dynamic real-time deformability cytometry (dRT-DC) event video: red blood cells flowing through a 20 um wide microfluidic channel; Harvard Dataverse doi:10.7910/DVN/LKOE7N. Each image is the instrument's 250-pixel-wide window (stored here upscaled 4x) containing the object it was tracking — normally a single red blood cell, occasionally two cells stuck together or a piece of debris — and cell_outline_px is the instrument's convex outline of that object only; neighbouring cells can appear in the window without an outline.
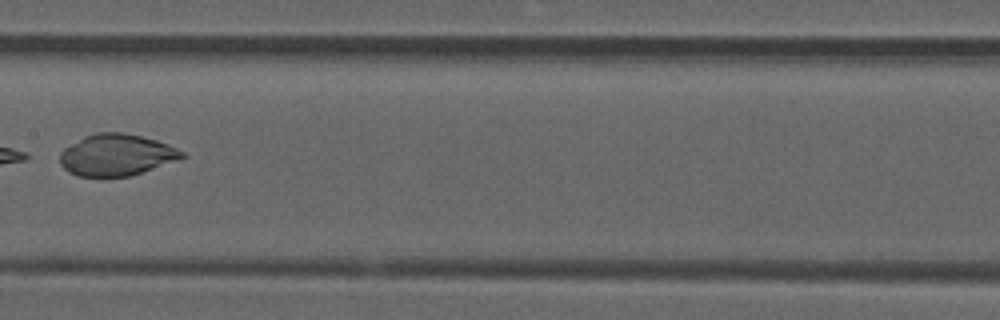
{"species": "common noctule bat (a hibernating species)", "species_latin": "Nyctalus noctula", "temperature_condition": "room temperature", "stored_images_in_passage": 9, "camera_frame_rate_fps": 3000, "um_per_image_px": 0.085, "animal": {"sex": "male", "forearm_length_mm": 52.5}, "frame": {"image": 1, "passage_image": 8, "time_ms": 2.333, "image_size_px": [1000, 320], "cell_outline_px": [[188, 156], [132, 176], [76, 176], [68, 172], [60, 164], [60, 152], [64, 148], [84, 136], [96, 132], [124, 132], [156, 140], [176, 148], [184, 152]], "centroid_in_image_um": [9.89, 13.17], "position_along_channel_um": 197.5, "area_um2": 29.59}}
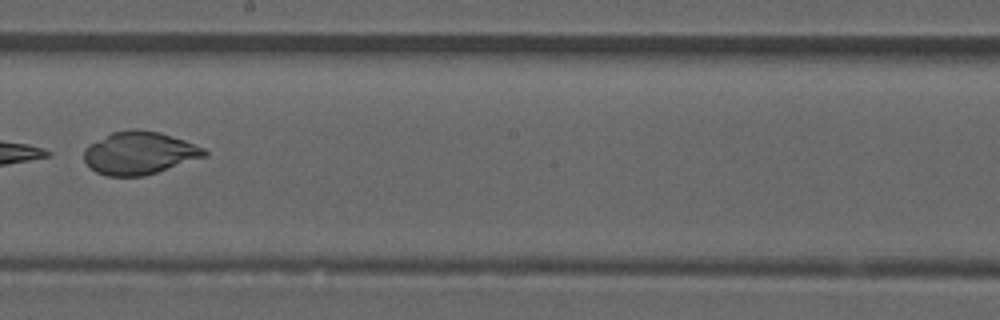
{"frame": {"image": 2, "passage_image": 9, "time_ms": 2.667, "image_size_px": [1000, 320], "cell_outline_px": [[208, 156], [144, 176], [108, 176], [96, 172], [84, 160], [84, 148], [88, 144], [112, 132], [128, 128], [132, 128], [160, 132], [184, 140], [204, 148], [208, 152]], "centroid_in_image_um": [11.84, 12.99], "position_along_channel_um": 236.4, "area_um2": 30.11}}